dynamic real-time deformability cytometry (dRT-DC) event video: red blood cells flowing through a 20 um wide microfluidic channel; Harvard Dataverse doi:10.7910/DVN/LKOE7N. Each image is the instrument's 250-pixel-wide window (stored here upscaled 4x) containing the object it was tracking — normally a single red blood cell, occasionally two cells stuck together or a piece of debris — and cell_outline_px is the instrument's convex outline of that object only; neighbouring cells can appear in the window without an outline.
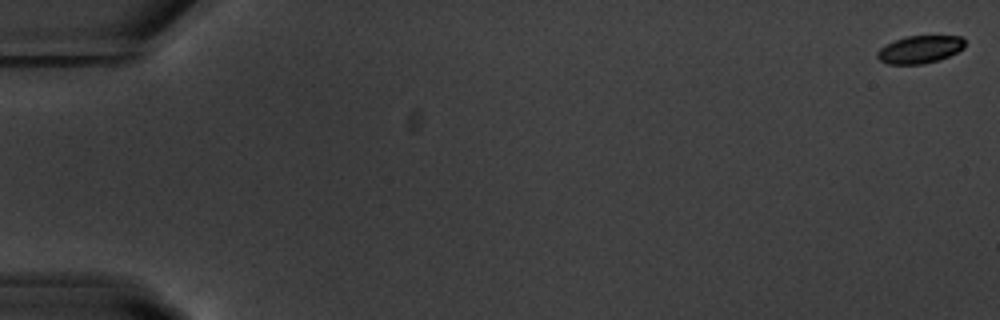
{"species": "common noctule bat (a hibernating species)", "species_latin": "Nyctalus noctula", "temperature_condition": "warm", "stored_images_in_passage": 57, "camera_frame_rate_fps": 3000, "um_per_image_px": 0.085, "animal": {"sex": "male", "body_mass_g": 20.1, "forearm_length_mm": 53.5}, "frame": {"image": 1, "passage_image": 1, "time_ms": 0.0, "image_size_px": [1000, 320], "cell_outline_px": [[964, 48], [940, 60], [920, 64], [888, 64], [880, 60], [876, 56], [876, 52], [880, 48], [904, 36], [960, 36], [964, 40]], "centroid_in_image_um": [78.18, 4.2], "position_along_channel_um": 6.8, "area_um2": 13.99}}
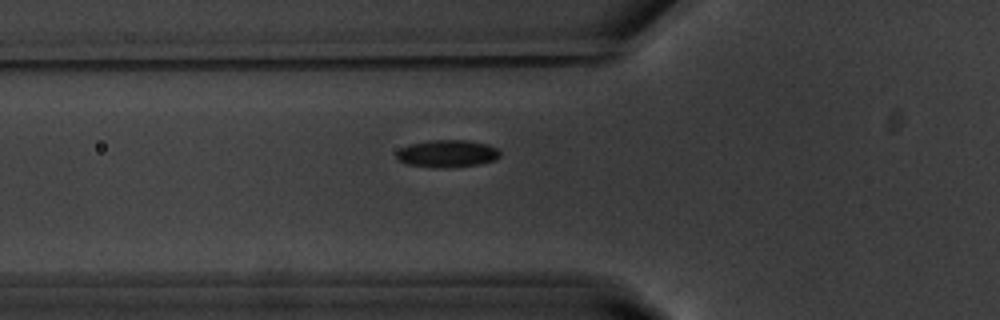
{"frame": {"image": 2, "passage_image": 21, "time_ms": 6.667, "image_size_px": [1000, 320], "cell_outline_px": [[500, 156], [496, 160], [480, 164], [448, 168], [432, 168], [408, 164], [396, 160], [396, 152], [400, 148], [408, 144], [428, 140], [468, 140], [488, 144], [496, 148], [500, 152]], "centroid_in_image_um": [37.99, 13.06], "position_along_channel_um": 87.8, "area_um2": 16.88}}
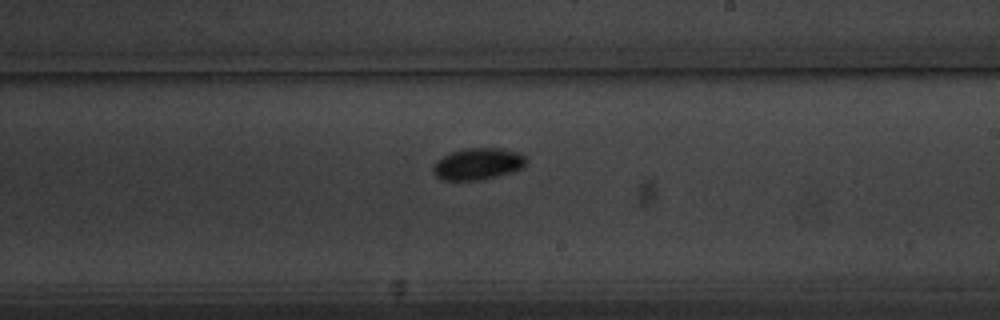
{"frame": {"image": 3, "passage_image": 34, "time_ms": 11.0, "image_size_px": [1000, 320], "cell_outline_px": [[528, 164], [524, 168], [512, 172], [480, 180], [444, 180], [436, 176], [432, 172], [432, 168], [436, 160], [452, 152], [464, 148], [500, 148], [520, 152], [528, 160]], "centroid_in_image_um": [40.66, 13.93], "position_along_channel_um": 248.3, "area_um2": 17.4}}